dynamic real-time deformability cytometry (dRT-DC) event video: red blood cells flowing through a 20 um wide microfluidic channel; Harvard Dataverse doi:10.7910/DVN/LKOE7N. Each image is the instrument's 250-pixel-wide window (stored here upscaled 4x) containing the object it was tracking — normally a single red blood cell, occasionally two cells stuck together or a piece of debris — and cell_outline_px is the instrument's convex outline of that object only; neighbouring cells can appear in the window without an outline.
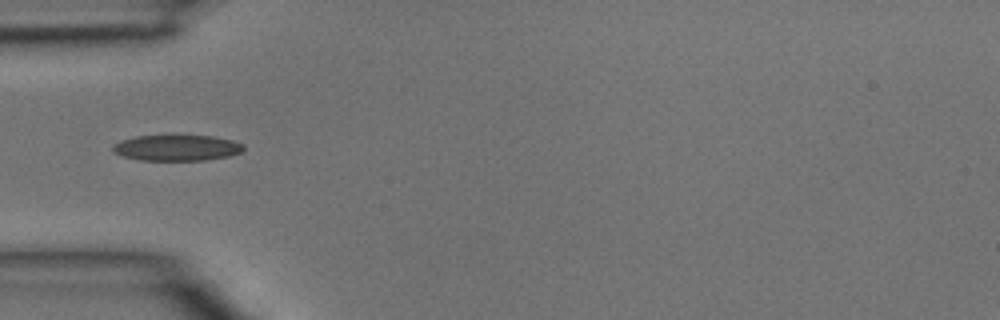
{"species": "common noctule bat (a hibernating species)", "species_latin": "Nyctalus noctula", "temperature_condition": "room temperature", "stored_images_in_passage": 5, "camera_frame_rate_fps": 3000, "um_per_image_px": 0.085, "animal": {"sex": "male", "body_mass_g": 15.6}, "frame": {"image": 1, "passage_image": 4, "time_ms": 1.0, "image_size_px": [1000, 320], "cell_outline_px": [[244, 148], [240, 152], [228, 156], [204, 160], [140, 160], [124, 156], [112, 152], [112, 144], [120, 140], [136, 136], [212, 136], [232, 140], [244, 144]], "centroid_in_image_um": [14.99, 12.56], "position_along_channel_um": 70.0, "area_um2": 19.59}}